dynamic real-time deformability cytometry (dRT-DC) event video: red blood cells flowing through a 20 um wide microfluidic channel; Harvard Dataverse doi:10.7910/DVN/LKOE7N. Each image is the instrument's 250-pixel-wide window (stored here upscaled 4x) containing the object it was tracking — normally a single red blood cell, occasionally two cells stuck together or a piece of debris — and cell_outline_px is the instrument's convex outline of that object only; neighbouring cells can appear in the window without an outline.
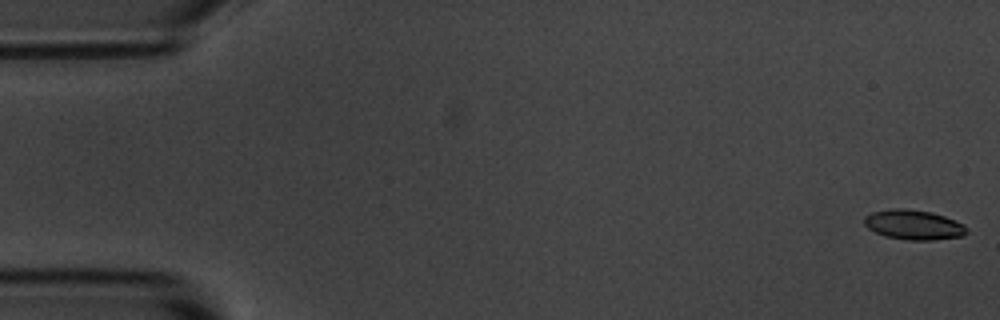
{"species": "common noctule bat (a hibernating species)", "species_latin": "Nyctalus noctula", "temperature_condition": "room temperature", "stored_images_in_passage": 5, "camera_frame_rate_fps": 3000, "um_per_image_px": 0.085, "animal": {"sex": "male", "body_mass_g": 20.1, "forearm_length_mm": 53.5}, "frame": {"image": 1, "passage_image": 1, "time_ms": 0.0, "image_size_px": [1000, 320], "cell_outline_px": [[968, 232], [964, 236], [932, 240], [908, 240], [884, 236], [868, 228], [864, 224], [864, 216], [872, 212], [892, 208], [904, 208], [932, 212], [956, 220], [964, 224], [968, 228]], "centroid_in_image_um": [77.68, 19.1], "position_along_channel_um": 7.3, "area_um2": 17.98}}
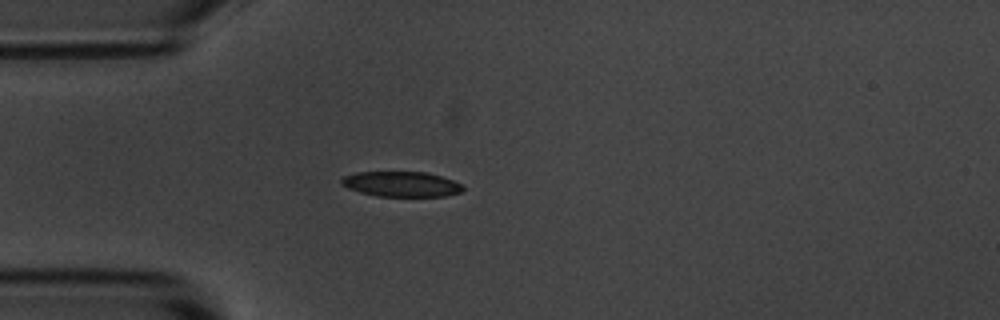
{"frame": {"image": 2, "passage_image": 5, "time_ms": 4.667, "image_size_px": [1000, 320], "cell_outline_px": [[464, 188], [460, 192], [444, 196], [376, 196], [360, 192], [348, 188], [340, 184], [340, 180], [344, 176], [356, 172], [428, 172], [452, 180], [460, 184]], "centroid_in_image_um": [34.07, 15.64], "position_along_channel_um": 50.9, "area_um2": 17.74}}